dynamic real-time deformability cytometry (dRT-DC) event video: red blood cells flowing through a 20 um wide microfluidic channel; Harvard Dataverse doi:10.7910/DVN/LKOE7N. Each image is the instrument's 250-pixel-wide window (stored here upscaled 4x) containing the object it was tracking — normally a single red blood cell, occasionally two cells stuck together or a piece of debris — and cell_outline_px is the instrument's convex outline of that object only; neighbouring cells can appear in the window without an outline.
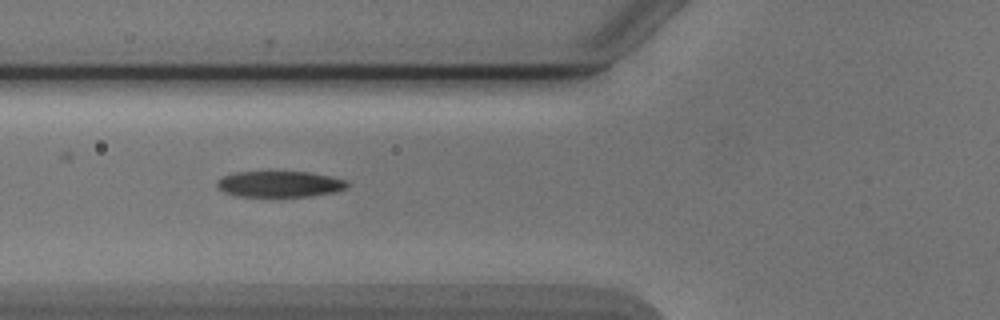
{"species": "Egyptian fruit bat (a non-hibernating species)", "species_latin": "Rousettus aegyptiacus", "temperature_condition": "cold", "stored_images_in_passage": 4, "camera_frame_rate_fps": 3000, "um_per_image_px": 0.085, "animal": {"sex": "male"}, "frame": {"image": 1, "passage_image": 3, "time_ms": 2.333, "image_size_px": [1000, 320], "cell_outline_px": [[348, 188], [336, 192], [312, 196], [236, 196], [224, 192], [216, 188], [216, 180], [224, 176], [236, 172], [308, 172], [348, 180]], "centroid_in_image_um": [23.77, 15.65], "position_along_channel_um": 102.0, "area_um2": 19.83}}
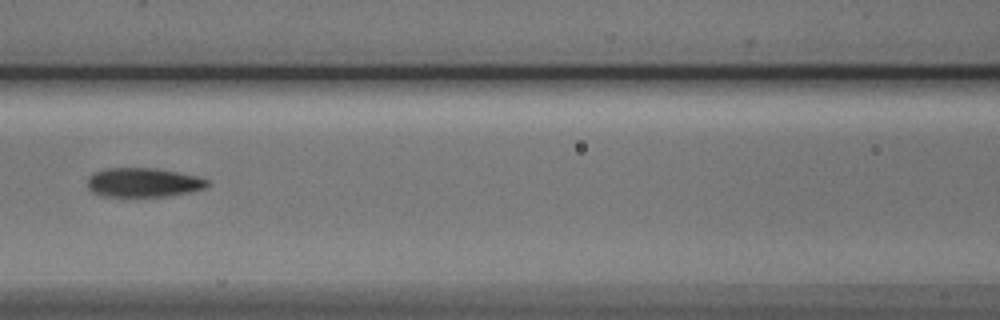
{"frame": {"image": 2, "passage_image": 4, "time_ms": 3.667, "image_size_px": [1000, 320], "cell_outline_px": [[212, 184], [204, 188], [192, 192], [164, 196], [100, 196], [92, 192], [88, 188], [88, 176], [92, 172], [104, 168], [152, 168], [200, 176], [208, 180]], "centroid_in_image_um": [12.18, 15.51], "position_along_channel_um": 154.4, "area_um2": 20.58}}